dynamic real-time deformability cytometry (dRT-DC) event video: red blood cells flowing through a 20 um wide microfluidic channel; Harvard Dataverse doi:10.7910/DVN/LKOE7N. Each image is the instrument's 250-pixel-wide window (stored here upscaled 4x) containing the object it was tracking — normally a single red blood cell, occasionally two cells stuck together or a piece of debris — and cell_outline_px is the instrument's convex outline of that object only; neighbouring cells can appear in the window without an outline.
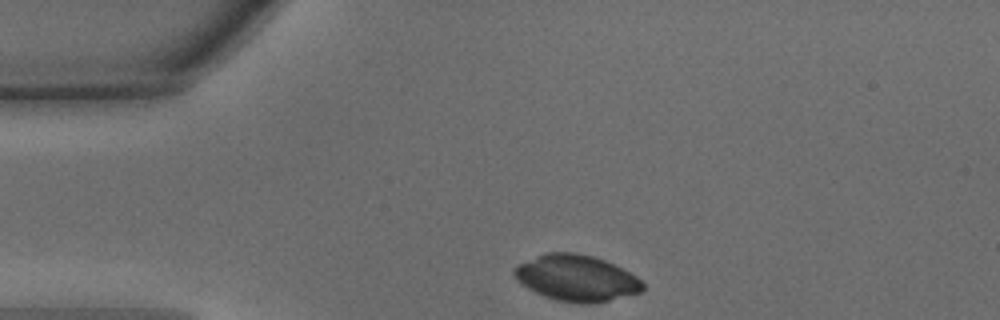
{"species": "common noctule bat (a hibernating species)", "species_latin": "Nyctalus noctula", "temperature_condition": "warm", "stored_images_in_passage": 28, "camera_frame_rate_fps": 3000, "um_per_image_px": 0.085, "animal": {"sex": "male", "body_mass_g": 15.6}, "frame": {"image": 1, "passage_image": 1, "time_ms": 0.0, "image_size_px": [1000, 320], "cell_outline_px": [[644, 292], [596, 304], [580, 304], [556, 300], [544, 296], [528, 288], [516, 280], [512, 272], [512, 268], [516, 264], [544, 252], [576, 252], [592, 256], [604, 260], [636, 276], [644, 284]], "centroid_in_image_um": [48.97, 23.64], "position_along_channel_um": 36.0, "area_um2": 35.03}}
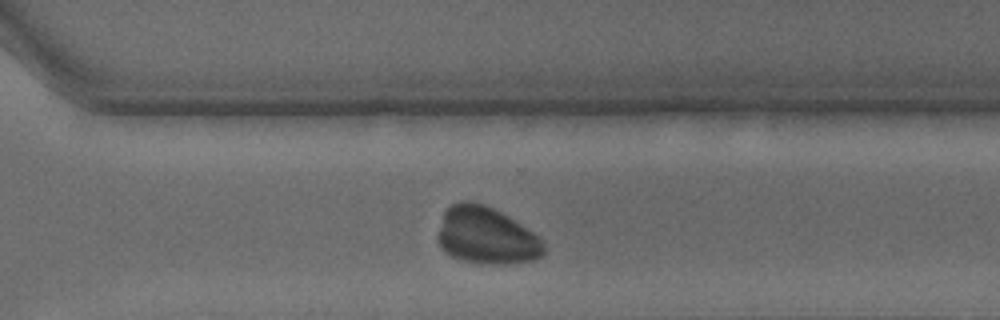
{"frame": {"image": 2, "passage_image": 24, "time_ms": 7.667, "image_size_px": [1000, 320], "cell_outline_px": [[544, 252], [540, 256], [532, 260], [516, 264], [492, 264], [464, 260], [452, 256], [440, 248], [436, 240], [436, 236], [444, 212], [452, 204], [460, 200], [468, 200], [484, 204], [508, 216], [540, 236], [544, 244]], "centroid_in_image_um": [41.33, 20.03], "position_along_channel_um": 329.3, "area_um2": 35.43}}